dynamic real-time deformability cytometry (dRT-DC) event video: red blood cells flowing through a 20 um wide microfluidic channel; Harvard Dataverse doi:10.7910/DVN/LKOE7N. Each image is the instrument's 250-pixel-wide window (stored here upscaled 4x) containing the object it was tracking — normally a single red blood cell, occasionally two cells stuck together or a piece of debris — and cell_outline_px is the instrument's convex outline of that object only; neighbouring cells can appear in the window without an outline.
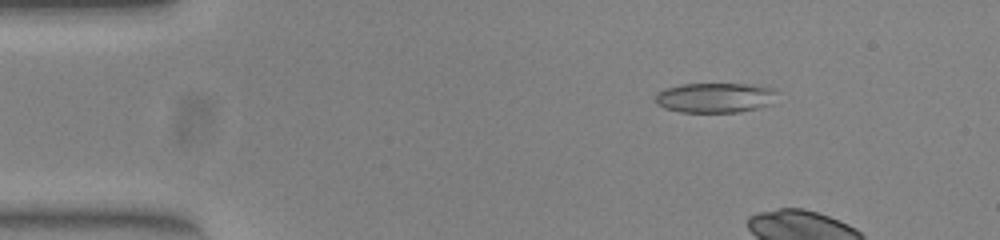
{"species": "common noctule bat (a hibernating species)", "species_latin": "Nyctalus noctula", "temperature_condition": "warm", "stored_images_in_passage": 6, "camera_frame_rate_fps": 3000, "um_per_image_px": 0.085, "animal": {"sex": "female", "body_mass_g": 23.0, "forearm_length_mm": 53.4}, "frame": {"image": 1, "passage_image": 1, "time_ms": 0.0, "image_size_px": [1000, 240], "cell_outline_px": [[776, 92], [772, 104], [756, 108], [736, 112], [680, 112], [664, 108], [656, 104], [656, 92], [664, 88], [680, 84], [744, 84], [776, 88]], "centroid_in_image_um": [60.74, 8.3], "position_along_channel_um": 24.3, "area_um2": 21.27}}